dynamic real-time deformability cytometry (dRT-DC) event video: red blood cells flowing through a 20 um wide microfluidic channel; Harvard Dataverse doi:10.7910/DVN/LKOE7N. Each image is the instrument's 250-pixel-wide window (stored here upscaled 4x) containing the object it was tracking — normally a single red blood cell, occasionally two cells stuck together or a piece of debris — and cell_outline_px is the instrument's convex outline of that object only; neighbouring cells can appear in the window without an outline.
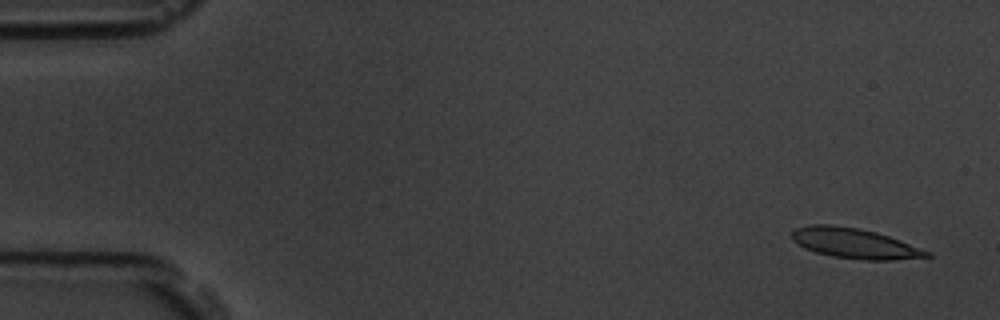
{"species": "common noctule bat (a hibernating species)", "species_latin": "Nyctalus noctula", "temperature_condition": "room temperature", "stored_images_in_passage": 5, "camera_frame_rate_fps": 3000, "um_per_image_px": 0.085, "animal": {"sex": "male", "body_mass_g": 19.5, "forearm_length_mm": 54.6}, "frame": {"image": 1, "passage_image": 1, "time_ms": 0.0, "image_size_px": [1000, 320], "cell_outline_px": [[932, 256], [892, 260], [864, 260], [832, 256], [816, 252], [804, 248], [796, 244], [792, 240], [792, 232], [796, 228], [812, 224], [832, 224], [860, 228], [876, 232], [888, 236], [932, 252]], "centroid_in_image_um": [72.62, 20.68], "position_along_channel_um": 12.4, "area_um2": 23.76}}
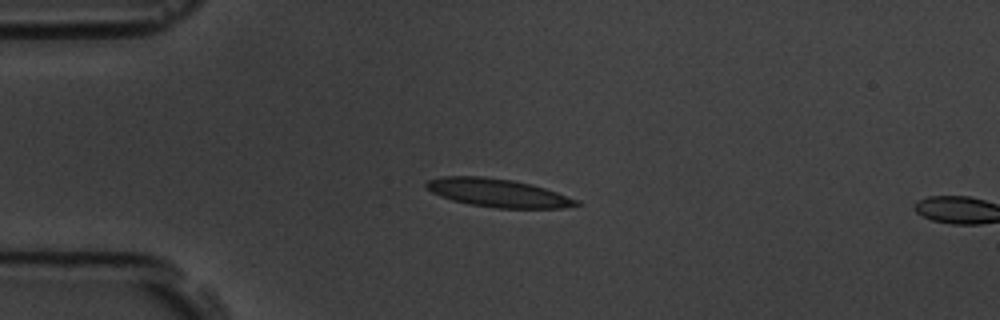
{"frame": {"image": 2, "passage_image": 4, "time_ms": 3.667, "image_size_px": [1000, 320], "cell_outline_px": [[580, 204], [564, 208], [496, 208], [468, 204], [452, 200], [440, 196], [432, 192], [424, 184], [428, 180], [444, 176], [484, 176], [512, 180], [532, 184], [580, 200]], "centroid_in_image_um": [42.33, 16.39], "position_along_channel_um": 42.7, "area_um2": 24.68}}